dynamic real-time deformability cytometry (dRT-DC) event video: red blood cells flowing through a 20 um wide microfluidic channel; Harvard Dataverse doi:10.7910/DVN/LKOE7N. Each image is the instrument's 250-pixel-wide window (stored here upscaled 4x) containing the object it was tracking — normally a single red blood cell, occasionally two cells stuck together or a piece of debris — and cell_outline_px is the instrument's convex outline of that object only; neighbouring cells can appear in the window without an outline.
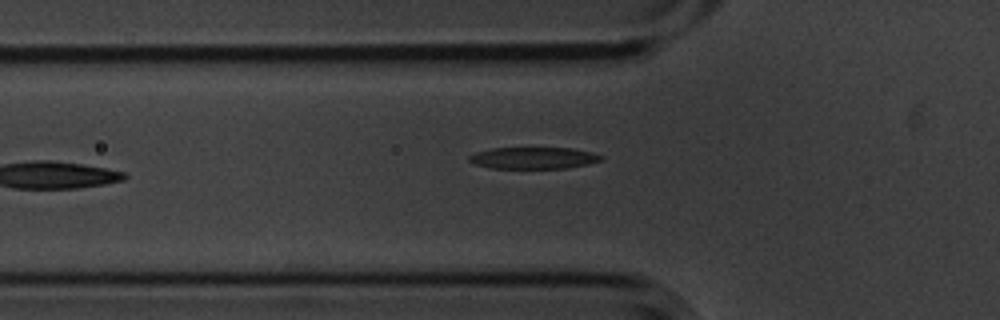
{"species": "common noctule bat (a hibernating species)", "species_latin": "Nyctalus noctula", "temperature_condition": "cold", "stored_images_in_passage": 5, "camera_frame_rate_fps": 3000, "um_per_image_px": 0.085, "animal": {"sex": "male", "body_mass_g": 20.1, "forearm_length_mm": 53.5}, "frame": {"image": 1, "passage_image": 5, "time_ms": 1.333, "image_size_px": [1000, 320], "cell_outline_px": [[604, 160], [588, 164], [568, 168], [492, 168], [476, 164], [468, 160], [468, 156], [476, 152], [492, 148], [572, 148], [592, 152], [604, 156]], "centroid_in_image_um": [45.4, 13.42], "position_along_channel_um": 80.4, "area_um2": 16.7}}